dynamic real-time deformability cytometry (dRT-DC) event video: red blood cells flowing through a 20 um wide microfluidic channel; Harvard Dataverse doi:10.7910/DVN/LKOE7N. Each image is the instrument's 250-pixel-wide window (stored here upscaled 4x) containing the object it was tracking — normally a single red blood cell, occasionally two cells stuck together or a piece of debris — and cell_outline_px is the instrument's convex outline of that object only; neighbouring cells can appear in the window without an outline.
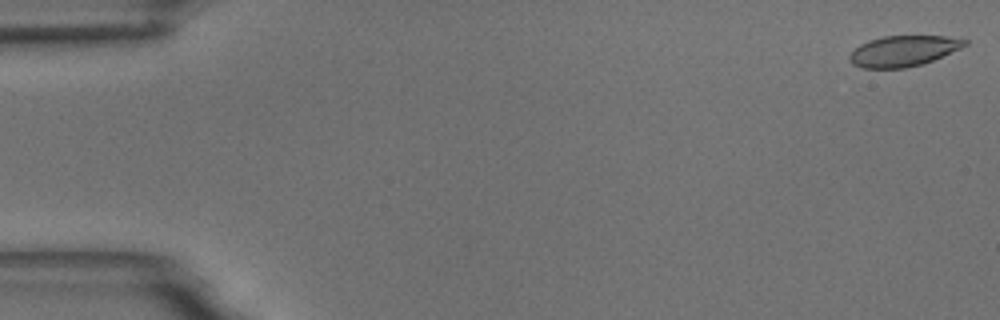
{"species": "common noctule bat (a hibernating species)", "species_latin": "Nyctalus noctula", "temperature_condition": "room temperature", "stored_images_in_passage": 10, "camera_frame_rate_fps": 3000, "um_per_image_px": 0.085, "animal": {"sex": "male", "body_mass_g": 18.8}, "frame": {"image": 1, "passage_image": 1, "time_ms": 0.0, "image_size_px": [1000, 320], "cell_outline_px": [[968, 44], [960, 48], [924, 64], [904, 68], [860, 68], [852, 64], [848, 60], [848, 56], [860, 44], [868, 40], [884, 36], [944, 36], [968, 40]], "centroid_in_image_um": [76.75, 4.34], "position_along_channel_um": 8.3, "area_um2": 20.63}}